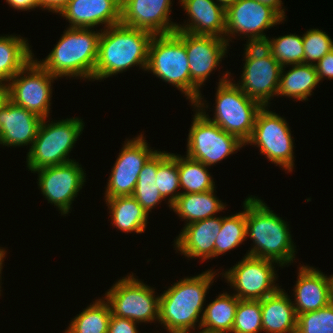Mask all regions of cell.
I'll return each instance as SVG.
<instances>
[{"instance_id":"13","label":"cell","mask_w":333,"mask_h":333,"mask_svg":"<svg viewBox=\"0 0 333 333\" xmlns=\"http://www.w3.org/2000/svg\"><path fill=\"white\" fill-rule=\"evenodd\" d=\"M174 34L184 43L191 77V104L202 98L200 88L227 53L225 38L192 35L176 30Z\"/></svg>"},{"instance_id":"11","label":"cell","mask_w":333,"mask_h":333,"mask_svg":"<svg viewBox=\"0 0 333 333\" xmlns=\"http://www.w3.org/2000/svg\"><path fill=\"white\" fill-rule=\"evenodd\" d=\"M55 79L58 78L32 59L6 85L7 99L47 119L51 106V83Z\"/></svg>"},{"instance_id":"15","label":"cell","mask_w":333,"mask_h":333,"mask_svg":"<svg viewBox=\"0 0 333 333\" xmlns=\"http://www.w3.org/2000/svg\"><path fill=\"white\" fill-rule=\"evenodd\" d=\"M275 261L246 255L225 273L227 283L236 290L234 295L240 300H262L275 293L280 286L275 285ZM273 263V264H272Z\"/></svg>"},{"instance_id":"21","label":"cell","mask_w":333,"mask_h":333,"mask_svg":"<svg viewBox=\"0 0 333 333\" xmlns=\"http://www.w3.org/2000/svg\"><path fill=\"white\" fill-rule=\"evenodd\" d=\"M298 271L292 301L296 315L316 311L332 302L330 277L310 266L303 265Z\"/></svg>"},{"instance_id":"28","label":"cell","mask_w":333,"mask_h":333,"mask_svg":"<svg viewBox=\"0 0 333 333\" xmlns=\"http://www.w3.org/2000/svg\"><path fill=\"white\" fill-rule=\"evenodd\" d=\"M29 43L23 37H0V85L7 83L33 59ZM5 81V82H4ZM7 82V83H6Z\"/></svg>"},{"instance_id":"37","label":"cell","mask_w":333,"mask_h":333,"mask_svg":"<svg viewBox=\"0 0 333 333\" xmlns=\"http://www.w3.org/2000/svg\"><path fill=\"white\" fill-rule=\"evenodd\" d=\"M296 333H333V302L316 311L298 314Z\"/></svg>"},{"instance_id":"4","label":"cell","mask_w":333,"mask_h":333,"mask_svg":"<svg viewBox=\"0 0 333 333\" xmlns=\"http://www.w3.org/2000/svg\"><path fill=\"white\" fill-rule=\"evenodd\" d=\"M91 28H67L49 55L37 61L55 77L93 79L101 33Z\"/></svg>"},{"instance_id":"26","label":"cell","mask_w":333,"mask_h":333,"mask_svg":"<svg viewBox=\"0 0 333 333\" xmlns=\"http://www.w3.org/2000/svg\"><path fill=\"white\" fill-rule=\"evenodd\" d=\"M109 208L112 225L122 232L143 233L147 226L148 214L132 196H116L105 199Z\"/></svg>"},{"instance_id":"36","label":"cell","mask_w":333,"mask_h":333,"mask_svg":"<svg viewBox=\"0 0 333 333\" xmlns=\"http://www.w3.org/2000/svg\"><path fill=\"white\" fill-rule=\"evenodd\" d=\"M262 331L261 300H239L231 333Z\"/></svg>"},{"instance_id":"19","label":"cell","mask_w":333,"mask_h":333,"mask_svg":"<svg viewBox=\"0 0 333 333\" xmlns=\"http://www.w3.org/2000/svg\"><path fill=\"white\" fill-rule=\"evenodd\" d=\"M42 118L6 99L0 106V144L32 146Z\"/></svg>"},{"instance_id":"25","label":"cell","mask_w":333,"mask_h":333,"mask_svg":"<svg viewBox=\"0 0 333 333\" xmlns=\"http://www.w3.org/2000/svg\"><path fill=\"white\" fill-rule=\"evenodd\" d=\"M214 190L202 193H181L171 205V209L181 219L187 221L186 225L215 217L217 212L224 210L225 205L215 196Z\"/></svg>"},{"instance_id":"22","label":"cell","mask_w":333,"mask_h":333,"mask_svg":"<svg viewBox=\"0 0 333 333\" xmlns=\"http://www.w3.org/2000/svg\"><path fill=\"white\" fill-rule=\"evenodd\" d=\"M190 17L185 26L177 24L176 30L192 35L216 36L225 38V8L214 0H179ZM224 34V35H223Z\"/></svg>"},{"instance_id":"8","label":"cell","mask_w":333,"mask_h":333,"mask_svg":"<svg viewBox=\"0 0 333 333\" xmlns=\"http://www.w3.org/2000/svg\"><path fill=\"white\" fill-rule=\"evenodd\" d=\"M123 277L107 291L105 300L114 316L128 318L137 324L159 320L160 296L154 289L133 277Z\"/></svg>"},{"instance_id":"35","label":"cell","mask_w":333,"mask_h":333,"mask_svg":"<svg viewBox=\"0 0 333 333\" xmlns=\"http://www.w3.org/2000/svg\"><path fill=\"white\" fill-rule=\"evenodd\" d=\"M263 45L282 67L304 64L303 36L288 34L267 38Z\"/></svg>"},{"instance_id":"46","label":"cell","mask_w":333,"mask_h":333,"mask_svg":"<svg viewBox=\"0 0 333 333\" xmlns=\"http://www.w3.org/2000/svg\"><path fill=\"white\" fill-rule=\"evenodd\" d=\"M6 255V251L5 249H1L0 248V275H1V271H2V267H3V261H4V257ZM0 280H1V276H0ZM1 284V282H0ZM0 289H1V286H0ZM1 291V290H0ZM1 295V294H0Z\"/></svg>"},{"instance_id":"3","label":"cell","mask_w":333,"mask_h":333,"mask_svg":"<svg viewBox=\"0 0 333 333\" xmlns=\"http://www.w3.org/2000/svg\"><path fill=\"white\" fill-rule=\"evenodd\" d=\"M215 275L216 272L209 270L197 276L186 277L160 295L158 321L169 333L190 332V329H195L197 322L200 329L203 303Z\"/></svg>"},{"instance_id":"29","label":"cell","mask_w":333,"mask_h":333,"mask_svg":"<svg viewBox=\"0 0 333 333\" xmlns=\"http://www.w3.org/2000/svg\"><path fill=\"white\" fill-rule=\"evenodd\" d=\"M239 300L234 294H219L204 308L200 329L214 333H231Z\"/></svg>"},{"instance_id":"34","label":"cell","mask_w":333,"mask_h":333,"mask_svg":"<svg viewBox=\"0 0 333 333\" xmlns=\"http://www.w3.org/2000/svg\"><path fill=\"white\" fill-rule=\"evenodd\" d=\"M160 194L165 199L169 197L168 204L171 205L175 202L181 194L177 189L179 185V173L177 168V155L157 151V173L156 184ZM176 193V194H175Z\"/></svg>"},{"instance_id":"20","label":"cell","mask_w":333,"mask_h":333,"mask_svg":"<svg viewBox=\"0 0 333 333\" xmlns=\"http://www.w3.org/2000/svg\"><path fill=\"white\" fill-rule=\"evenodd\" d=\"M60 14L71 24L69 28H93L100 24L107 28L120 23L121 0H70Z\"/></svg>"},{"instance_id":"6","label":"cell","mask_w":333,"mask_h":333,"mask_svg":"<svg viewBox=\"0 0 333 333\" xmlns=\"http://www.w3.org/2000/svg\"><path fill=\"white\" fill-rule=\"evenodd\" d=\"M45 120L47 119H42L37 136L27 154V167L31 172L75 161L67 156L85 126L77 117L49 123Z\"/></svg>"},{"instance_id":"30","label":"cell","mask_w":333,"mask_h":333,"mask_svg":"<svg viewBox=\"0 0 333 333\" xmlns=\"http://www.w3.org/2000/svg\"><path fill=\"white\" fill-rule=\"evenodd\" d=\"M177 168L179 185L184 190L181 193H202L216 188L209 167L202 162L177 154Z\"/></svg>"},{"instance_id":"33","label":"cell","mask_w":333,"mask_h":333,"mask_svg":"<svg viewBox=\"0 0 333 333\" xmlns=\"http://www.w3.org/2000/svg\"><path fill=\"white\" fill-rule=\"evenodd\" d=\"M157 151L143 165L139 173L133 197L149 215L151 210L164 199L157 189Z\"/></svg>"},{"instance_id":"1","label":"cell","mask_w":333,"mask_h":333,"mask_svg":"<svg viewBox=\"0 0 333 333\" xmlns=\"http://www.w3.org/2000/svg\"><path fill=\"white\" fill-rule=\"evenodd\" d=\"M102 30L93 79L102 80L135 65L146 71L152 33L121 23Z\"/></svg>"},{"instance_id":"24","label":"cell","mask_w":333,"mask_h":333,"mask_svg":"<svg viewBox=\"0 0 333 333\" xmlns=\"http://www.w3.org/2000/svg\"><path fill=\"white\" fill-rule=\"evenodd\" d=\"M284 289L261 300L262 329L266 333H296L297 315Z\"/></svg>"},{"instance_id":"16","label":"cell","mask_w":333,"mask_h":333,"mask_svg":"<svg viewBox=\"0 0 333 333\" xmlns=\"http://www.w3.org/2000/svg\"><path fill=\"white\" fill-rule=\"evenodd\" d=\"M38 172V187L41 193L54 204L61 214H68L72 201L77 197L78 192L86 182L82 166L72 161L62 165L45 167Z\"/></svg>"},{"instance_id":"43","label":"cell","mask_w":333,"mask_h":333,"mask_svg":"<svg viewBox=\"0 0 333 333\" xmlns=\"http://www.w3.org/2000/svg\"><path fill=\"white\" fill-rule=\"evenodd\" d=\"M262 4H265L267 6H270L272 9H274L283 19H285L284 15L285 11L282 9V1L281 0H256Z\"/></svg>"},{"instance_id":"27","label":"cell","mask_w":333,"mask_h":333,"mask_svg":"<svg viewBox=\"0 0 333 333\" xmlns=\"http://www.w3.org/2000/svg\"><path fill=\"white\" fill-rule=\"evenodd\" d=\"M284 74V67L281 68L277 96H287L299 101H305L311 96L319 81L315 65L295 64L291 65Z\"/></svg>"},{"instance_id":"39","label":"cell","mask_w":333,"mask_h":333,"mask_svg":"<svg viewBox=\"0 0 333 333\" xmlns=\"http://www.w3.org/2000/svg\"><path fill=\"white\" fill-rule=\"evenodd\" d=\"M136 323L128 318L111 315L108 333H138Z\"/></svg>"},{"instance_id":"10","label":"cell","mask_w":333,"mask_h":333,"mask_svg":"<svg viewBox=\"0 0 333 333\" xmlns=\"http://www.w3.org/2000/svg\"><path fill=\"white\" fill-rule=\"evenodd\" d=\"M188 134L187 157L215 165L245 146L236 136L210 121L198 108Z\"/></svg>"},{"instance_id":"40","label":"cell","mask_w":333,"mask_h":333,"mask_svg":"<svg viewBox=\"0 0 333 333\" xmlns=\"http://www.w3.org/2000/svg\"><path fill=\"white\" fill-rule=\"evenodd\" d=\"M319 81L323 78L333 79V49L315 64Z\"/></svg>"},{"instance_id":"14","label":"cell","mask_w":333,"mask_h":333,"mask_svg":"<svg viewBox=\"0 0 333 333\" xmlns=\"http://www.w3.org/2000/svg\"><path fill=\"white\" fill-rule=\"evenodd\" d=\"M225 40L229 44L230 35L248 36L247 45H263L268 37L264 30L273 27L283 18L270 6L256 0H238L225 9ZM228 36V37H227ZM227 38V39H226Z\"/></svg>"},{"instance_id":"23","label":"cell","mask_w":333,"mask_h":333,"mask_svg":"<svg viewBox=\"0 0 333 333\" xmlns=\"http://www.w3.org/2000/svg\"><path fill=\"white\" fill-rule=\"evenodd\" d=\"M221 226L222 217L216 216L185 225L174 246L188 258H214V242Z\"/></svg>"},{"instance_id":"44","label":"cell","mask_w":333,"mask_h":333,"mask_svg":"<svg viewBox=\"0 0 333 333\" xmlns=\"http://www.w3.org/2000/svg\"><path fill=\"white\" fill-rule=\"evenodd\" d=\"M7 99V89L6 86L0 85V106Z\"/></svg>"},{"instance_id":"18","label":"cell","mask_w":333,"mask_h":333,"mask_svg":"<svg viewBox=\"0 0 333 333\" xmlns=\"http://www.w3.org/2000/svg\"><path fill=\"white\" fill-rule=\"evenodd\" d=\"M171 0H121L120 23L153 35L172 34L176 23L170 20Z\"/></svg>"},{"instance_id":"12","label":"cell","mask_w":333,"mask_h":333,"mask_svg":"<svg viewBox=\"0 0 333 333\" xmlns=\"http://www.w3.org/2000/svg\"><path fill=\"white\" fill-rule=\"evenodd\" d=\"M244 50L243 73L241 81L236 85L249 98L258 101L262 106H268L271 98L277 96L282 66L264 45L246 44Z\"/></svg>"},{"instance_id":"47","label":"cell","mask_w":333,"mask_h":333,"mask_svg":"<svg viewBox=\"0 0 333 333\" xmlns=\"http://www.w3.org/2000/svg\"><path fill=\"white\" fill-rule=\"evenodd\" d=\"M329 277H330V283H331V300L333 302V275H331Z\"/></svg>"},{"instance_id":"42","label":"cell","mask_w":333,"mask_h":333,"mask_svg":"<svg viewBox=\"0 0 333 333\" xmlns=\"http://www.w3.org/2000/svg\"><path fill=\"white\" fill-rule=\"evenodd\" d=\"M6 2L12 7L17 10H30L38 8V1L37 0H6Z\"/></svg>"},{"instance_id":"9","label":"cell","mask_w":333,"mask_h":333,"mask_svg":"<svg viewBox=\"0 0 333 333\" xmlns=\"http://www.w3.org/2000/svg\"><path fill=\"white\" fill-rule=\"evenodd\" d=\"M267 107L263 106L257 113L252 135L245 145H257L260 154L291 172L294 167V143L290 128L284 118Z\"/></svg>"},{"instance_id":"32","label":"cell","mask_w":333,"mask_h":333,"mask_svg":"<svg viewBox=\"0 0 333 333\" xmlns=\"http://www.w3.org/2000/svg\"><path fill=\"white\" fill-rule=\"evenodd\" d=\"M244 211L222 218V226L214 242V258L242 244L246 236V199Z\"/></svg>"},{"instance_id":"7","label":"cell","mask_w":333,"mask_h":333,"mask_svg":"<svg viewBox=\"0 0 333 333\" xmlns=\"http://www.w3.org/2000/svg\"><path fill=\"white\" fill-rule=\"evenodd\" d=\"M147 71L182 91L191 101V77L184 43L174 34L154 35L151 39Z\"/></svg>"},{"instance_id":"17","label":"cell","mask_w":333,"mask_h":333,"mask_svg":"<svg viewBox=\"0 0 333 333\" xmlns=\"http://www.w3.org/2000/svg\"><path fill=\"white\" fill-rule=\"evenodd\" d=\"M143 134L125 141L111 170L105 198L133 195L143 165L157 151H152Z\"/></svg>"},{"instance_id":"41","label":"cell","mask_w":333,"mask_h":333,"mask_svg":"<svg viewBox=\"0 0 333 333\" xmlns=\"http://www.w3.org/2000/svg\"><path fill=\"white\" fill-rule=\"evenodd\" d=\"M38 7L43 10L47 9L50 12L61 13V11L67 6L70 0H37Z\"/></svg>"},{"instance_id":"48","label":"cell","mask_w":333,"mask_h":333,"mask_svg":"<svg viewBox=\"0 0 333 333\" xmlns=\"http://www.w3.org/2000/svg\"><path fill=\"white\" fill-rule=\"evenodd\" d=\"M186 333H189V332H186ZM199 333H214V332H207V331L202 330Z\"/></svg>"},{"instance_id":"31","label":"cell","mask_w":333,"mask_h":333,"mask_svg":"<svg viewBox=\"0 0 333 333\" xmlns=\"http://www.w3.org/2000/svg\"><path fill=\"white\" fill-rule=\"evenodd\" d=\"M111 315L110 305L105 299L95 300L71 320L65 333H108Z\"/></svg>"},{"instance_id":"45","label":"cell","mask_w":333,"mask_h":333,"mask_svg":"<svg viewBox=\"0 0 333 333\" xmlns=\"http://www.w3.org/2000/svg\"><path fill=\"white\" fill-rule=\"evenodd\" d=\"M216 1L219 2V4L226 9L229 5L234 4L238 0H216Z\"/></svg>"},{"instance_id":"38","label":"cell","mask_w":333,"mask_h":333,"mask_svg":"<svg viewBox=\"0 0 333 333\" xmlns=\"http://www.w3.org/2000/svg\"><path fill=\"white\" fill-rule=\"evenodd\" d=\"M304 64L315 65L333 49V40L319 29L307 30L303 35Z\"/></svg>"},{"instance_id":"5","label":"cell","mask_w":333,"mask_h":333,"mask_svg":"<svg viewBox=\"0 0 333 333\" xmlns=\"http://www.w3.org/2000/svg\"><path fill=\"white\" fill-rule=\"evenodd\" d=\"M223 75L218 82L214 117L210 118L208 114L206 115L203 107L206 104L203 103V98H199L193 106L198 108L210 121L245 144L252 135L257 113L263 106L258 101L249 98L236 83L229 79L230 72Z\"/></svg>"},{"instance_id":"2","label":"cell","mask_w":333,"mask_h":333,"mask_svg":"<svg viewBox=\"0 0 333 333\" xmlns=\"http://www.w3.org/2000/svg\"><path fill=\"white\" fill-rule=\"evenodd\" d=\"M287 223L259 198L246 199V236L253 248L246 254L275 261L281 267L295 260V247Z\"/></svg>"}]
</instances>
